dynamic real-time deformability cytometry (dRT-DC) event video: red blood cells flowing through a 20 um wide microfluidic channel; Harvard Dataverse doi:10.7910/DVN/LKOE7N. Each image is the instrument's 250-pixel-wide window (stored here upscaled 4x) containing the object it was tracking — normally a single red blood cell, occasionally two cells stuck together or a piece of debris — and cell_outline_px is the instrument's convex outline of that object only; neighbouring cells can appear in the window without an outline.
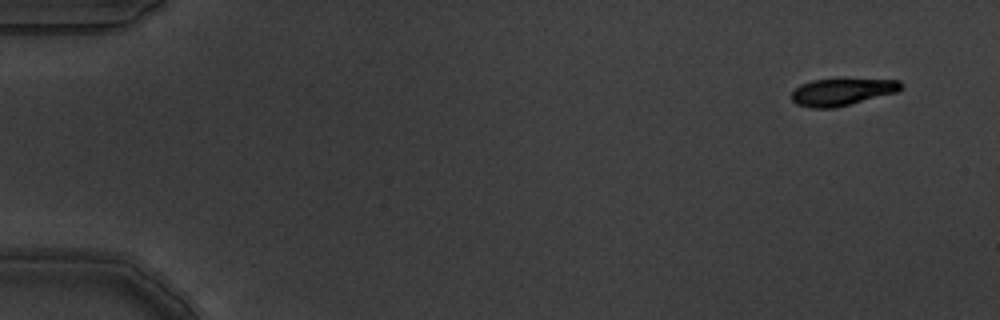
{"species": "common noctule bat (a hibernating species)", "species_latin": "Nyctalus noctula", "temperature_condition": "warm", "stored_images_in_passage": 4, "camera_frame_rate_fps": 3000, "um_per_image_px": 0.085, "animal": {"sex": "male", "body_mass_g": 19.5, "forearm_length_mm": 54.6}, "frame": {"image": 1, "passage_image": 1, "time_ms": 0.0, "image_size_px": [1000, 320], "cell_outline_px": [[904, 88], [896, 92], [836, 108], [812, 108], [796, 104], [792, 100], [792, 92], [800, 84], [812, 80], [844, 76], [900, 80], [904, 84]], "centroid_in_image_um": [71.63, 7.75], "position_along_channel_um": 13.4, "area_um2": 18.32}}